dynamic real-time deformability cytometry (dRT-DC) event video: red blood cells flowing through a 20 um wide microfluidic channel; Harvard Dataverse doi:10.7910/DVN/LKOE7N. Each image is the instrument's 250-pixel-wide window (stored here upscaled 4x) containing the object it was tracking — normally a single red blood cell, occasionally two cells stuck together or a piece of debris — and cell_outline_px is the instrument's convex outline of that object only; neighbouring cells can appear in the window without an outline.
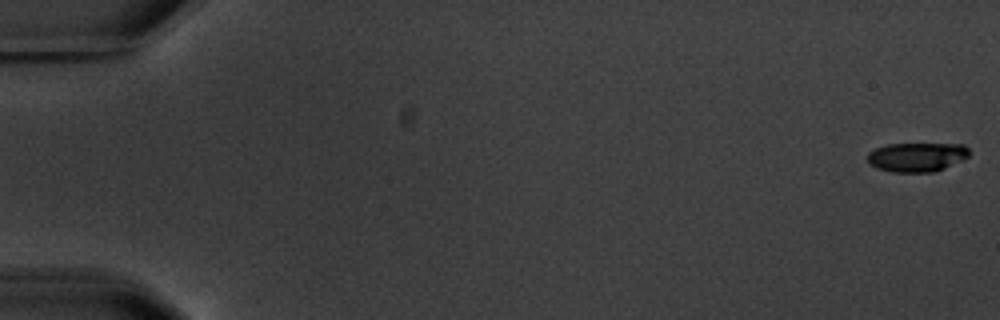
{"species": "common noctule bat (a hibernating species)", "species_latin": "Nyctalus noctula", "temperature_condition": "warm", "stored_images_in_passage": 7, "camera_frame_rate_fps": 3000, "um_per_image_px": 0.085, "animal": {"sex": "male", "body_mass_g": 20.1, "forearm_length_mm": 53.5}, "frame": {"image": 1, "passage_image": 1, "time_ms": 0.0, "image_size_px": [1000, 320], "cell_outline_px": [[968, 156], [936, 172], [892, 172], [876, 168], [868, 164], [868, 152], [876, 148], [888, 144], [964, 144], [968, 148]], "centroid_in_image_um": [77.89, 13.35], "position_along_channel_um": 7.1, "area_um2": 17.22}}
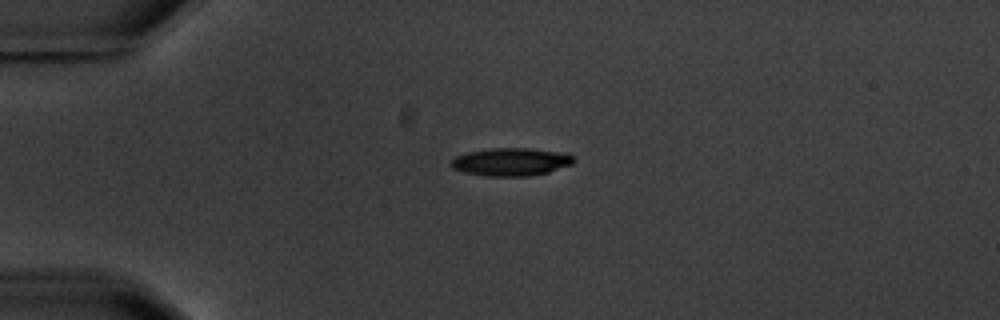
{"frame": {"image": 2, "passage_image": 5, "time_ms": 4.667, "image_size_px": [1000, 320], "cell_outline_px": [[576, 160], [572, 164], [548, 172], [532, 176], [488, 176], [464, 172], [452, 168], [452, 160], [456, 156], [468, 152], [488, 148], [528, 148], [568, 152]], "centroid_in_image_um": [43.49, 13.75], "position_along_channel_um": 41.5, "area_um2": 20.06}}
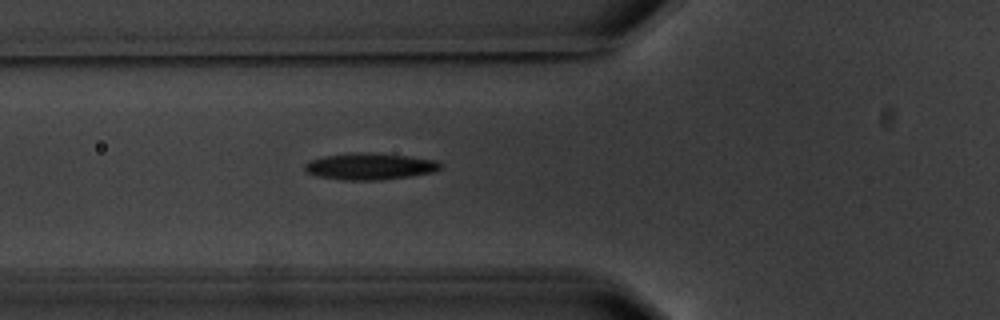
{"frame": {"image": 3, "passage_image": 7, "time_ms": 7.0, "image_size_px": [1000, 320], "cell_outline_px": [[440, 168], [436, 172], [380, 180], [344, 180], [316, 176], [308, 172], [304, 168], [304, 164], [308, 160], [324, 156], [356, 152], [368, 152], [404, 156], [436, 160], [440, 164]], "centroid_in_image_um": [31.39, 14.14], "position_along_channel_um": 94.4, "area_um2": 20.92}}